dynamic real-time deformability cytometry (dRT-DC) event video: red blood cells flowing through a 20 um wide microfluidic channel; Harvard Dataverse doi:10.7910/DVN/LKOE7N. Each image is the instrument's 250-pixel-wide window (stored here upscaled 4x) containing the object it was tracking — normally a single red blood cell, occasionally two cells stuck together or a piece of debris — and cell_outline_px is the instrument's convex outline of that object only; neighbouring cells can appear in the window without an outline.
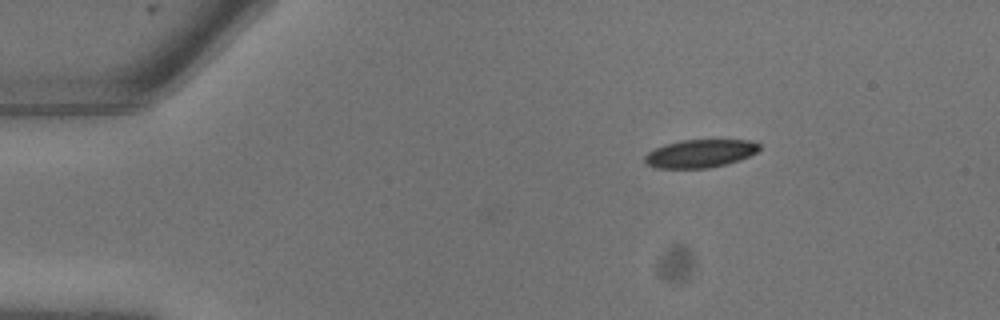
{"species": "common noctule bat (a hibernating species)", "species_latin": "Nyctalus noctula", "temperature_condition": "warm", "stored_images_in_passage": 2, "camera_frame_rate_fps": 3000, "um_per_image_px": 0.085, "animal": {"sex": "male", "body_mass_g": 13.3}, "frame": {"image": 1, "passage_image": 2, "time_ms": 0.333, "image_size_px": [1000, 320], "cell_outline_px": [[760, 148], [756, 152], [740, 160], [728, 164], [708, 168], [656, 168], [644, 164], [644, 156], [648, 152], [664, 144], [680, 140], [752, 140], [760, 144]], "centroid_in_image_um": [59.49, 13.05], "position_along_channel_um": 25.5, "area_um2": 18.9}}